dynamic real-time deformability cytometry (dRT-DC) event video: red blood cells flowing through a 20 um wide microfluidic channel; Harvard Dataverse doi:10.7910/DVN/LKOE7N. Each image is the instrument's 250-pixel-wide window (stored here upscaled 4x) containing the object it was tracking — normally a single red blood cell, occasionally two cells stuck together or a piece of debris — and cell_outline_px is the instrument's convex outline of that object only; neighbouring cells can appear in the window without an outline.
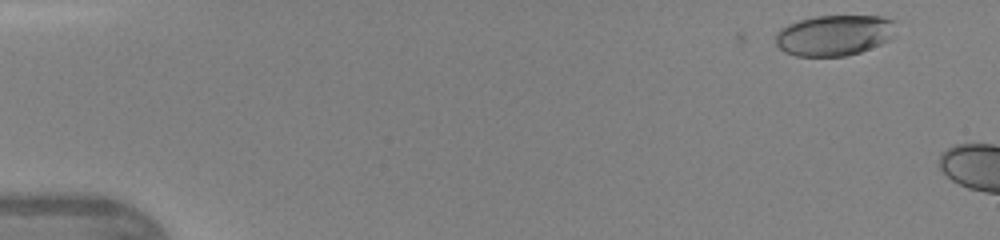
{"species": "human", "species_latin": "Homo sapiens", "temperature_condition": "warm", "stored_images_in_passage": 6, "camera_frame_rate_fps": 3000, "um_per_image_px": 0.085, "donor": {"sex": "female"}, "frame": {"image": 1, "passage_image": 3, "time_ms": 0.667, "image_size_px": [1000, 240], "cell_outline_px": [[892, 20], [888, 40], [880, 44], [860, 52], [844, 56], [796, 56], [784, 52], [776, 44], [776, 32], [780, 28], [788, 24], [800, 20], [816, 16], [884, 16]], "centroid_in_image_um": [70.81, 3.0], "position_along_channel_um": 14.2, "area_um2": 28.09}}